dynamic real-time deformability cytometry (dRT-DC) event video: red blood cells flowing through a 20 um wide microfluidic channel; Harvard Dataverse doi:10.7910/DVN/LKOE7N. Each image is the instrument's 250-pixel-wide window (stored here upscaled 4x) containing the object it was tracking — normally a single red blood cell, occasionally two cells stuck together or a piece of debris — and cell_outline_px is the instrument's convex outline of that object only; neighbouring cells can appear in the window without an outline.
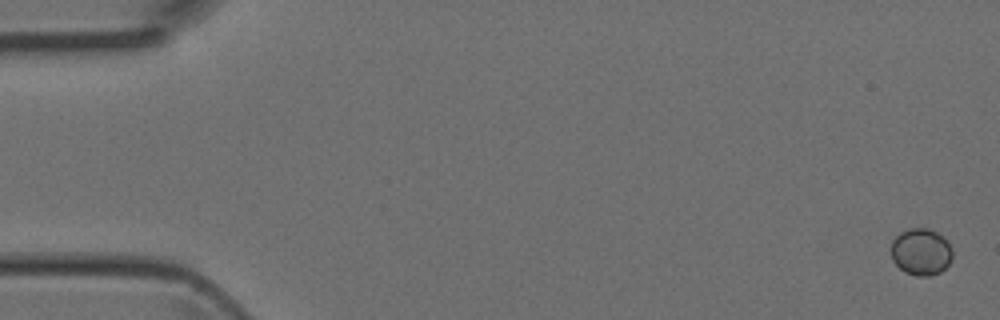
{"species": "Egyptian fruit bat (a non-hibernating species)", "species_latin": "Rousettus aegyptiacus", "temperature_condition": "room temperature", "stored_images_in_passage": 5, "camera_frame_rate_fps": 3000, "um_per_image_px": 0.085, "animal": {"sex": "female"}, "frame": {"image": 1, "passage_image": 1, "time_ms": 0.0, "image_size_px": [1000, 320], "cell_outline_px": [[952, 260], [940, 272], [932, 276], [916, 276], [904, 272], [892, 260], [892, 240], [900, 232], [908, 228], [928, 228], [936, 232], [952, 248]], "centroid_in_image_um": [78.27, 21.42], "position_along_channel_um": 6.7, "area_um2": 16.7}}